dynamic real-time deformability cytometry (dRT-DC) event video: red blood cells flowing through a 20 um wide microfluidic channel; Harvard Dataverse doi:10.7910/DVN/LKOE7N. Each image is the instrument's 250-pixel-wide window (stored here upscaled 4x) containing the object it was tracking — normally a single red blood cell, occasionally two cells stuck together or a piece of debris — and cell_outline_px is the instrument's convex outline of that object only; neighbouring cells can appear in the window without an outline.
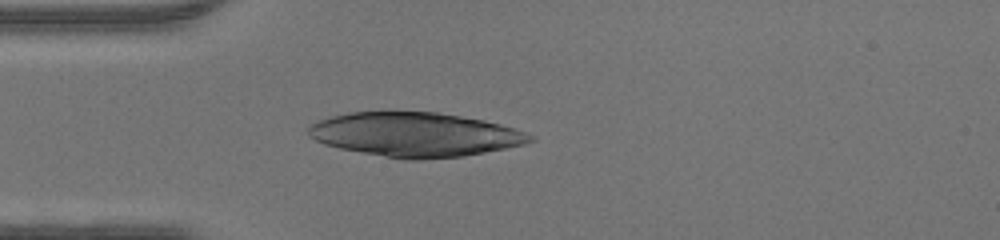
{"species": "human", "species_latin": "Homo sapiens", "temperature_condition": "warm", "stored_images_in_passage": 34, "camera_frame_rate_fps": 3000, "um_per_image_px": 0.085, "donor": {"sex": "male"}, "frame": {"image": 1, "passage_image": 1, "time_ms": 0.0, "image_size_px": [1000, 240], "cell_outline_px": [[536, 140], [524, 144], [464, 156], [420, 160], [404, 160], [340, 148], [324, 144], [308, 136], [308, 128], [312, 124], [320, 120], [332, 116], [348, 112], [436, 112], [484, 120], [500, 124], [536, 136]], "centroid_in_image_um": [35.29, 11.44], "position_along_channel_um": 49.7, "area_um2": 56.88}}
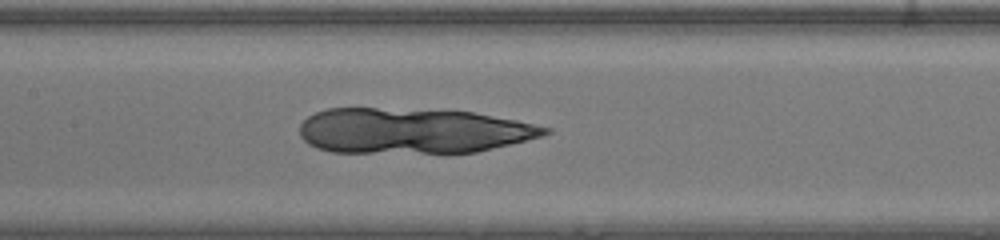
{"frame": {"image": 2, "passage_image": 10, "time_ms": 3.0, "image_size_px": [1000, 240], "cell_outline_px": [[552, 132], [544, 136], [476, 152], [332, 152], [316, 148], [308, 144], [300, 136], [300, 124], [308, 116], [316, 112], [328, 108], [376, 108], [476, 112], [516, 120], [552, 128]], "centroid_in_image_um": [35.08, 11.11], "position_along_channel_um": 172.3, "area_um2": 64.74}}
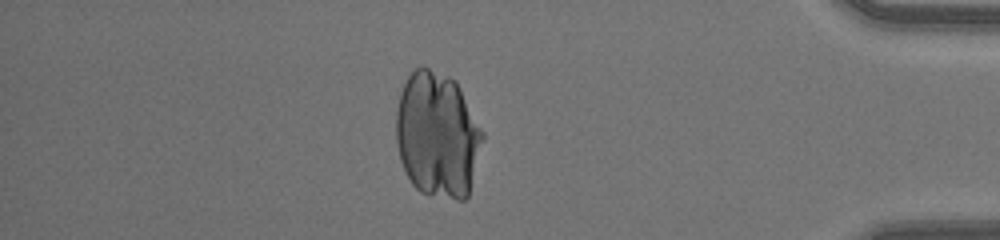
{"frame": {"image": 3, "passage_image": 28, "time_ms": 9.0, "image_size_px": [1000, 240], "cell_outline_px": [[484, 140], [468, 196], [464, 200], [456, 200], [428, 196], [420, 192], [412, 184], [400, 160], [396, 140], [396, 108], [400, 92], [408, 76], [416, 68], [428, 68], [448, 76], [456, 80], [484, 132]], "centroid_in_image_um": [37.19, 11.49], "position_along_channel_um": 398.0, "area_um2": 63.93}}